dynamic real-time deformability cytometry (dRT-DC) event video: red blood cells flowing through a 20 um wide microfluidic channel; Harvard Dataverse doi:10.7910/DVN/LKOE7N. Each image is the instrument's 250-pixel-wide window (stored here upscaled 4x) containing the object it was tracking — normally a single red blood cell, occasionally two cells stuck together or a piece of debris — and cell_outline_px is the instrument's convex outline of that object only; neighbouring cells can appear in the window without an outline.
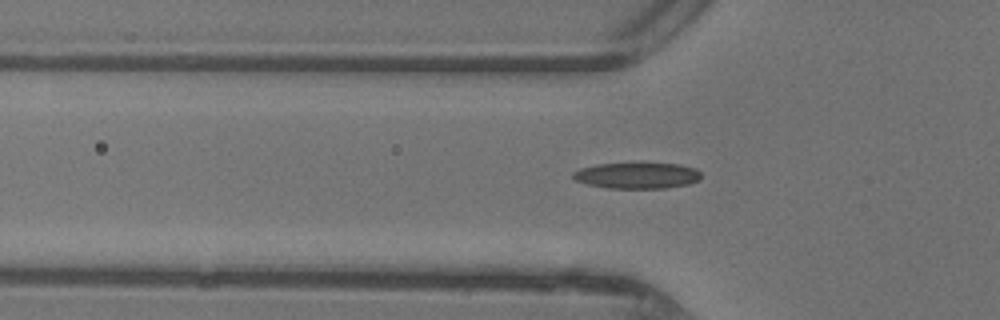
{"species": "common noctule bat (a hibernating species)", "species_latin": "Nyctalus noctula", "temperature_condition": "warm", "stored_images_in_passage": 40, "camera_frame_rate_fps": 3000, "um_per_image_px": 0.085, "animal": {"sex": "female"}, "frame": {"image": 1, "passage_image": 14, "time_ms": 4.333, "image_size_px": [1000, 320], "cell_outline_px": [[700, 180], [688, 184], [664, 188], [608, 188], [588, 184], [576, 180], [572, 176], [572, 172], [580, 168], [596, 164], [680, 164], [696, 168], [700, 172]], "centroid_in_image_um": [54.16, 14.92], "position_along_channel_um": 71.6, "area_um2": 19.25}}
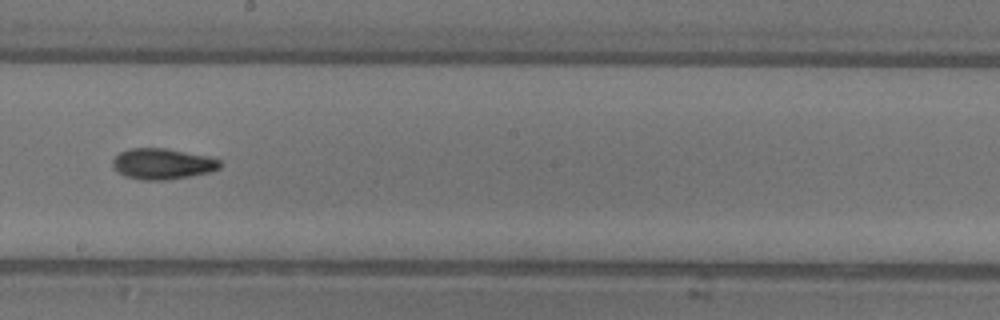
{"frame": {"image": 2, "passage_image": 25, "time_ms": 8.0, "image_size_px": [1000, 320], "cell_outline_px": [[220, 168], [208, 172], [188, 176], [164, 180], [140, 180], [124, 176], [112, 168], [112, 160], [120, 152], [128, 148], [164, 148], [208, 156], [220, 160]], "centroid_in_image_um": [13.75, 13.92], "position_along_channel_um": 234.4, "area_um2": 19.25}}
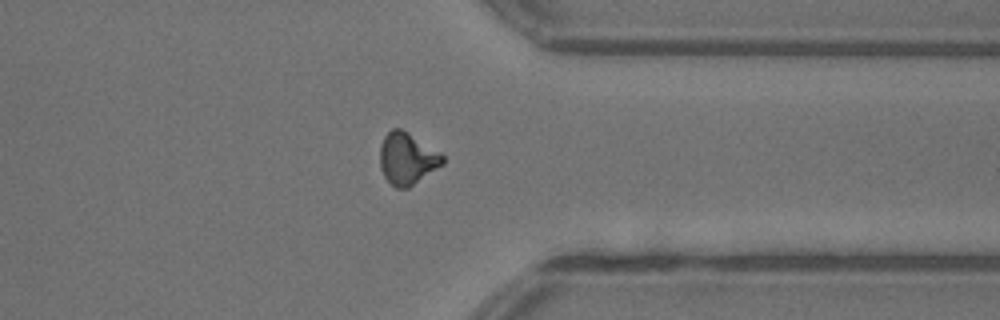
{"frame": {"image": 3, "passage_image": 35, "time_ms": 11.333, "image_size_px": [1000, 320], "cell_outline_px": [[444, 164], [408, 188], [396, 188], [384, 176], [380, 168], [380, 148], [384, 136], [392, 128], [400, 128], [408, 132], [440, 152], [444, 156]], "centroid_in_image_um": [34.61, 13.47], "position_along_channel_um": 376.8, "area_um2": 18.9}}